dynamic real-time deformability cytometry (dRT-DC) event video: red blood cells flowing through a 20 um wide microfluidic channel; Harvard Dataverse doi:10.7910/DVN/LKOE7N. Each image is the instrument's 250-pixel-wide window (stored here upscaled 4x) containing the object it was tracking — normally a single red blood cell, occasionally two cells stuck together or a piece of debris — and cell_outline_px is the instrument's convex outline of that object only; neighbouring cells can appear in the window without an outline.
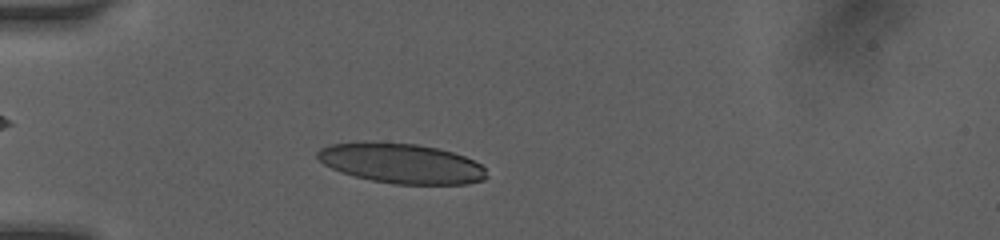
{"species": "human", "species_latin": "Homo sapiens", "temperature_condition": "room temperature", "stored_images_in_passage": 3, "camera_frame_rate_fps": 3000, "um_per_image_px": 0.085, "donor": {"sex": "female"}, "frame": {"image": 1, "passage_image": 2, "time_ms": 1.0, "image_size_px": [1000, 240], "cell_outline_px": [[488, 176], [484, 180], [468, 184], [392, 184], [352, 176], [340, 172], [324, 164], [316, 156], [316, 152], [320, 148], [332, 144], [364, 140], [416, 144], [436, 148], [452, 152], [464, 156], [480, 164], [484, 168]], "centroid_in_image_um": [34.08, 13.88], "position_along_channel_um": 50.9, "area_um2": 39.77}}